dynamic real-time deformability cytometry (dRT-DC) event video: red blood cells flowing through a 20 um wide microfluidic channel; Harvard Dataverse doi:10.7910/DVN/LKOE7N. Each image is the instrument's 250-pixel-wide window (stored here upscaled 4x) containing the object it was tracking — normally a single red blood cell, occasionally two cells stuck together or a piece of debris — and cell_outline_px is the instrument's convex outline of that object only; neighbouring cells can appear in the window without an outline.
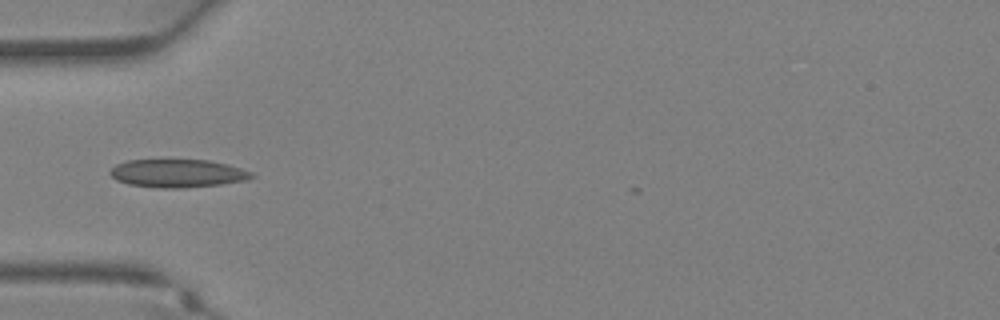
{"species": "Egyptian fruit bat (a non-hibernating species)", "species_latin": "Rousettus aegyptiacus", "temperature_condition": "warm", "stored_images_in_passage": 8, "camera_frame_rate_fps": 3000, "um_per_image_px": 0.085, "animal": {"sex": "female"}, "frame": {"image": 1, "passage_image": 1, "time_ms": 0.0, "image_size_px": [1000, 320], "cell_outline_px": [[256, 176], [248, 180], [220, 184], [180, 188], [160, 188], [128, 184], [116, 180], [108, 172], [116, 164], [128, 160], [208, 160], [228, 164], [252, 172]], "centroid_in_image_um": [15.1, 14.73], "position_along_channel_um": 69.9, "area_um2": 23.18}}
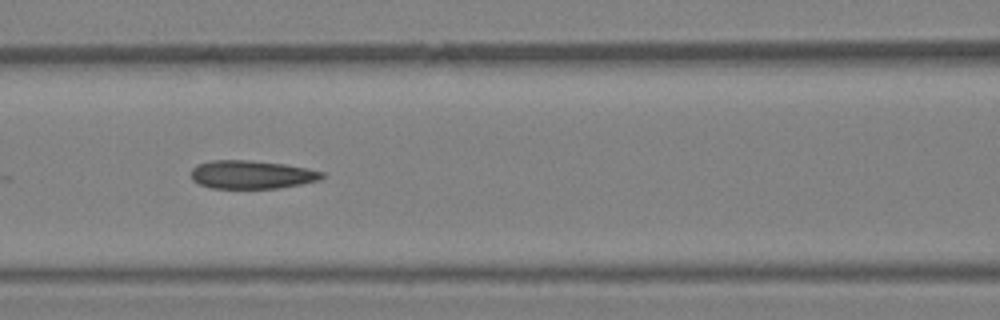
{"frame": {"image": 2, "passage_image": 5, "time_ms": 1.333, "image_size_px": [1000, 320], "cell_outline_px": [[328, 176], [320, 180], [280, 188], [212, 188], [200, 184], [192, 180], [192, 168], [196, 164], [212, 160], [248, 160], [284, 164], [308, 168], [324, 172]], "centroid_in_image_um": [21.43, 14.84], "position_along_channel_um": 145.2, "area_um2": 21.73}}
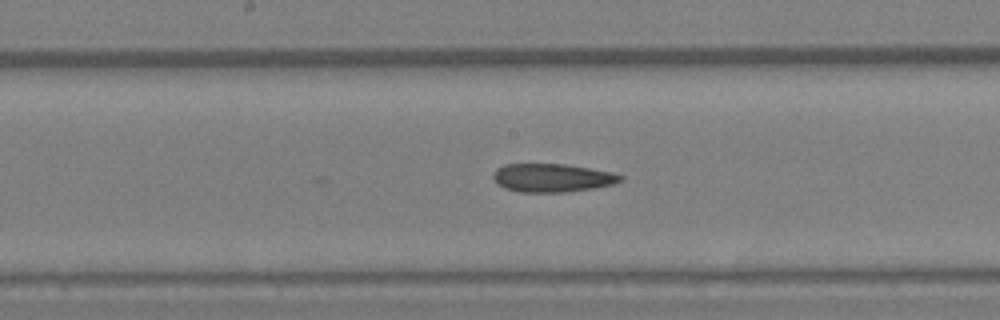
{"frame": {"image": 3, "passage_image": 8, "time_ms": 2.333, "image_size_px": [1000, 320], "cell_outline_px": [[624, 180], [612, 184], [596, 188], [564, 192], [520, 192], [504, 188], [496, 184], [492, 176], [496, 168], [504, 164], [564, 164], [612, 172], [624, 176]], "centroid_in_image_um": [46.92, 15.12], "position_along_channel_um": 201.3, "area_um2": 21.15}}